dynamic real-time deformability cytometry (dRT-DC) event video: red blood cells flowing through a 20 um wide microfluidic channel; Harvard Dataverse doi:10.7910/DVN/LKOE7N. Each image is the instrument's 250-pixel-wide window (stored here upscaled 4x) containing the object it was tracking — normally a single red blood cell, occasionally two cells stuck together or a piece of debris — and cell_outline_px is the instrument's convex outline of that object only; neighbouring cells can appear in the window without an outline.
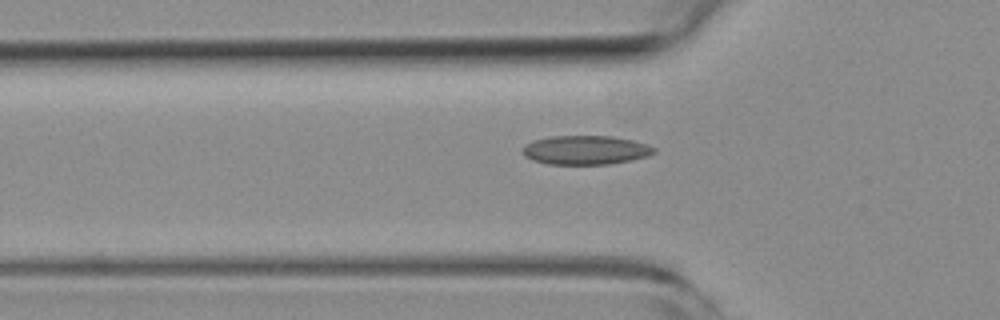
{"species": "common noctule bat (a hibernating species)", "species_latin": "Nyctalus noctula", "temperature_condition": "room temperature", "stored_images_in_passage": 37, "camera_frame_rate_fps": 3000, "um_per_image_px": 0.085, "animal": {"sex": "female", "body_mass_g": 19.3, "forearm_length_mm": 54.1}, "frame": {"image": 1, "passage_image": 2, "time_ms": 0.333, "image_size_px": [1000, 320], "cell_outline_px": [[656, 152], [648, 156], [608, 164], [548, 164], [532, 160], [524, 156], [520, 148], [524, 144], [532, 140], [552, 136], [612, 136], [632, 140], [648, 144], [656, 148]], "centroid_in_image_um": [49.73, 12.75], "position_along_channel_um": 76.1, "area_um2": 22.37}}
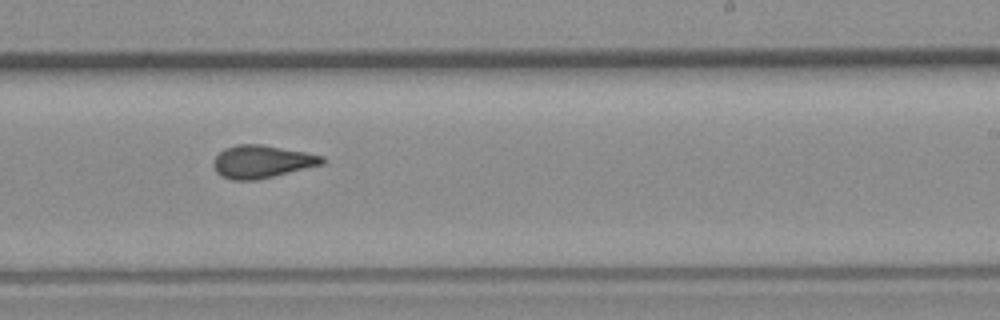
{"frame": {"image": 2, "passage_image": 17, "time_ms": 5.333, "image_size_px": [1000, 320], "cell_outline_px": [[328, 160], [324, 164], [256, 180], [232, 180], [220, 176], [216, 172], [212, 164], [212, 160], [224, 148], [236, 144], [260, 144], [304, 152], [324, 156]], "centroid_in_image_um": [22.24, 13.74], "position_along_channel_um": 266.8, "area_um2": 20.87}}
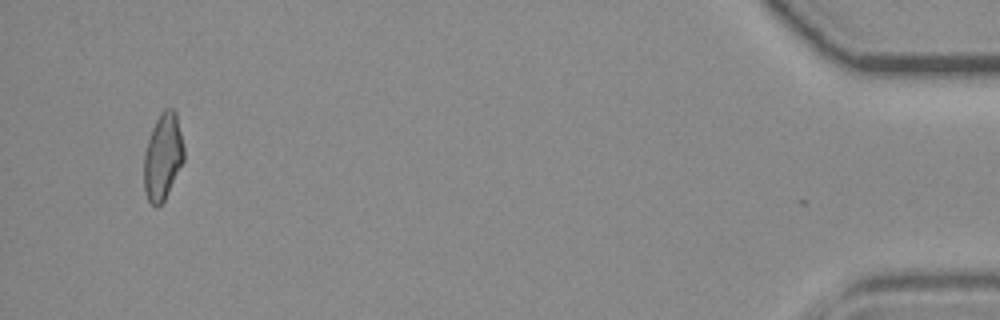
{"frame": {"image": 3, "passage_image": 36, "time_ms": 11.667, "image_size_px": [1000, 320], "cell_outline_px": [[184, 160], [164, 200], [156, 208], [148, 200], [144, 188], [144, 152], [152, 128], [160, 112], [164, 108], [172, 108], [176, 112], [184, 148]], "centroid_in_image_um": [13.84, 13.3], "position_along_channel_um": 421.4, "area_um2": 20.06}, "authors_computed_cell_mechanics": {"area_um2": 20.2878, "velocity_mm_per_s": 3.8038, "shape_relaxation_time_tau1_ms": null, "shape_relaxation_time_tau2_ms": 1.9021, "deformation_change_tau1": null, "deformation_change_tau2": 0.0859}}